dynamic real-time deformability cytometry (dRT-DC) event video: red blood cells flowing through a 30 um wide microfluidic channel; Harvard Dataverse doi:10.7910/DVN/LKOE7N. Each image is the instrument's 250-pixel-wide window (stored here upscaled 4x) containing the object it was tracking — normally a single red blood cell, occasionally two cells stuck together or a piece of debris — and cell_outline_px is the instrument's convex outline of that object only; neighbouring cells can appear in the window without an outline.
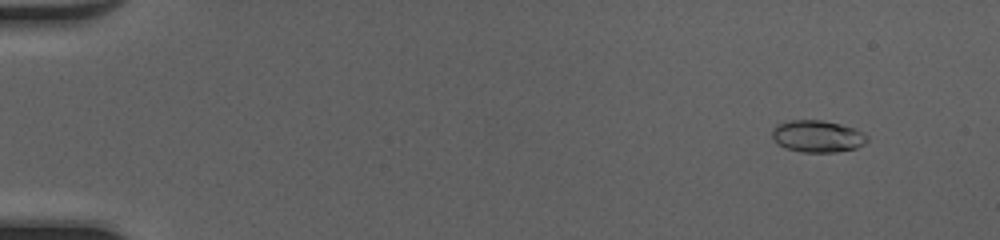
{"species": "common noctule bat (a hibernating species)", "species_latin": "Nyctalus noctula", "temperature_condition": "cold", "stored_images_in_passage": 51, "camera_frame_rate_fps": 3000, "um_per_image_px": 0.085, "animal": {"sex": "female", "body_mass_g": 20.0, "forearm_length_mm": 54.0}, "frame": {"image": 1, "passage_image": 5, "time_ms": 1.333, "image_size_px": [1000, 240], "cell_outline_px": [[868, 140], [864, 144], [856, 148], [836, 152], [800, 152], [784, 148], [776, 144], [772, 136], [772, 128], [776, 124], [792, 120], [824, 120], [856, 128], [864, 132], [868, 136]], "centroid_in_image_um": [69.48, 11.58], "position_along_channel_um": 15.5, "area_um2": 18.03}}
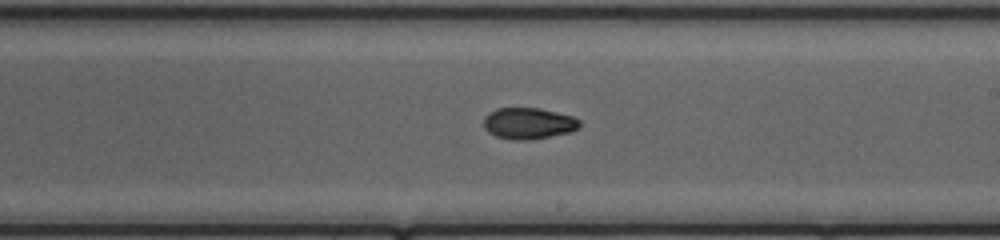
{"frame": {"image": 2, "passage_image": 31, "time_ms": 10.0, "image_size_px": [1000, 240], "cell_outline_px": [[580, 128], [572, 132], [532, 140], [512, 140], [496, 136], [488, 132], [484, 128], [484, 116], [488, 112], [496, 108], [540, 108], [572, 116], [580, 120]], "centroid_in_image_um": [44.92, 10.49], "position_along_channel_um": 244.1, "area_um2": 17.8}}
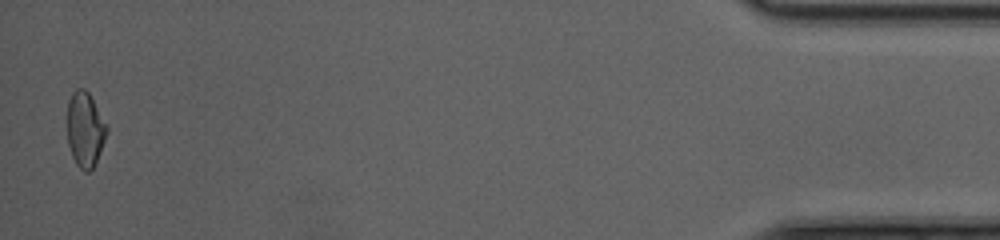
{"frame": {"image": 3, "passage_image": 50, "time_ms": 16.333, "image_size_px": [1000, 240], "cell_outline_px": [[108, 132], [96, 160], [92, 168], [88, 172], [84, 172], [76, 164], [72, 156], [68, 144], [68, 100], [72, 92], [76, 88], [84, 88], [88, 92], [108, 128]], "centroid_in_image_um": [7.22, 11.0], "position_along_channel_um": 428.0, "area_um2": 16.99}, "authors_computed_cell_mechanics": {"area_um2": 17.4556, "velocity_mm_per_s": 4.2293, "shape_relaxation_time_tau1_ms": 3.8622, "shape_relaxation_time_tau2_ms": 1.9401, "deformation_change_tau1": 0.1632, "deformation_change_tau2": 0.0572}}